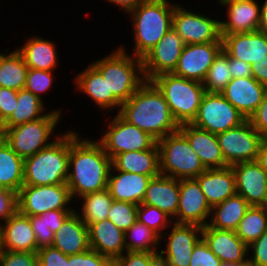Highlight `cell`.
Masks as SVG:
<instances>
[{
  "instance_id": "cell-18",
  "label": "cell",
  "mask_w": 267,
  "mask_h": 266,
  "mask_svg": "<svg viewBox=\"0 0 267 266\" xmlns=\"http://www.w3.org/2000/svg\"><path fill=\"white\" fill-rule=\"evenodd\" d=\"M236 192L251 206H259L267 198V173L256 162H240L231 166Z\"/></svg>"
},
{
  "instance_id": "cell-27",
  "label": "cell",
  "mask_w": 267,
  "mask_h": 266,
  "mask_svg": "<svg viewBox=\"0 0 267 266\" xmlns=\"http://www.w3.org/2000/svg\"><path fill=\"white\" fill-rule=\"evenodd\" d=\"M153 177L156 176L110 170L107 189L113 200L139 205L143 202L147 186Z\"/></svg>"
},
{
  "instance_id": "cell-12",
  "label": "cell",
  "mask_w": 267,
  "mask_h": 266,
  "mask_svg": "<svg viewBox=\"0 0 267 266\" xmlns=\"http://www.w3.org/2000/svg\"><path fill=\"white\" fill-rule=\"evenodd\" d=\"M179 5L176 3L174 7L172 27L185 45L222 42L220 19L210 18V15L196 13Z\"/></svg>"
},
{
  "instance_id": "cell-51",
  "label": "cell",
  "mask_w": 267,
  "mask_h": 266,
  "mask_svg": "<svg viewBox=\"0 0 267 266\" xmlns=\"http://www.w3.org/2000/svg\"><path fill=\"white\" fill-rule=\"evenodd\" d=\"M17 106V91L0 87V123L3 124Z\"/></svg>"
},
{
  "instance_id": "cell-30",
  "label": "cell",
  "mask_w": 267,
  "mask_h": 266,
  "mask_svg": "<svg viewBox=\"0 0 267 266\" xmlns=\"http://www.w3.org/2000/svg\"><path fill=\"white\" fill-rule=\"evenodd\" d=\"M196 179L211 208L237 193L231 166L206 169Z\"/></svg>"
},
{
  "instance_id": "cell-34",
  "label": "cell",
  "mask_w": 267,
  "mask_h": 266,
  "mask_svg": "<svg viewBox=\"0 0 267 266\" xmlns=\"http://www.w3.org/2000/svg\"><path fill=\"white\" fill-rule=\"evenodd\" d=\"M24 185V159L2 139L0 141V188L16 193Z\"/></svg>"
},
{
  "instance_id": "cell-37",
  "label": "cell",
  "mask_w": 267,
  "mask_h": 266,
  "mask_svg": "<svg viewBox=\"0 0 267 266\" xmlns=\"http://www.w3.org/2000/svg\"><path fill=\"white\" fill-rule=\"evenodd\" d=\"M78 199H81L80 203L82 202L83 204L79 208L80 212H77L78 208L76 210V207L75 211L86 226L108 218V212L113 202L108 189L89 193Z\"/></svg>"
},
{
  "instance_id": "cell-22",
  "label": "cell",
  "mask_w": 267,
  "mask_h": 266,
  "mask_svg": "<svg viewBox=\"0 0 267 266\" xmlns=\"http://www.w3.org/2000/svg\"><path fill=\"white\" fill-rule=\"evenodd\" d=\"M0 249L37 253V241L28 216L17 211L0 225Z\"/></svg>"
},
{
  "instance_id": "cell-16",
  "label": "cell",
  "mask_w": 267,
  "mask_h": 266,
  "mask_svg": "<svg viewBox=\"0 0 267 266\" xmlns=\"http://www.w3.org/2000/svg\"><path fill=\"white\" fill-rule=\"evenodd\" d=\"M223 49V42L186 44L173 74L186 79L203 82L208 69Z\"/></svg>"
},
{
  "instance_id": "cell-38",
  "label": "cell",
  "mask_w": 267,
  "mask_h": 266,
  "mask_svg": "<svg viewBox=\"0 0 267 266\" xmlns=\"http://www.w3.org/2000/svg\"><path fill=\"white\" fill-rule=\"evenodd\" d=\"M124 237L125 248L128 252L152 253L158 251L162 241L157 232L138 220L124 232Z\"/></svg>"
},
{
  "instance_id": "cell-8",
  "label": "cell",
  "mask_w": 267,
  "mask_h": 266,
  "mask_svg": "<svg viewBox=\"0 0 267 266\" xmlns=\"http://www.w3.org/2000/svg\"><path fill=\"white\" fill-rule=\"evenodd\" d=\"M161 175L176 179L197 178L206 169L187 138L178 130L157 141Z\"/></svg>"
},
{
  "instance_id": "cell-35",
  "label": "cell",
  "mask_w": 267,
  "mask_h": 266,
  "mask_svg": "<svg viewBox=\"0 0 267 266\" xmlns=\"http://www.w3.org/2000/svg\"><path fill=\"white\" fill-rule=\"evenodd\" d=\"M43 99L22 89L17 91V106L10 117L2 124V128L15 126L43 118L47 109Z\"/></svg>"
},
{
  "instance_id": "cell-44",
  "label": "cell",
  "mask_w": 267,
  "mask_h": 266,
  "mask_svg": "<svg viewBox=\"0 0 267 266\" xmlns=\"http://www.w3.org/2000/svg\"><path fill=\"white\" fill-rule=\"evenodd\" d=\"M53 72L29 68L24 89L42 99V95L53 85Z\"/></svg>"
},
{
  "instance_id": "cell-41",
  "label": "cell",
  "mask_w": 267,
  "mask_h": 266,
  "mask_svg": "<svg viewBox=\"0 0 267 266\" xmlns=\"http://www.w3.org/2000/svg\"><path fill=\"white\" fill-rule=\"evenodd\" d=\"M112 266H168V259L160 251L128 252L112 261Z\"/></svg>"
},
{
  "instance_id": "cell-25",
  "label": "cell",
  "mask_w": 267,
  "mask_h": 266,
  "mask_svg": "<svg viewBox=\"0 0 267 266\" xmlns=\"http://www.w3.org/2000/svg\"><path fill=\"white\" fill-rule=\"evenodd\" d=\"M77 91L83 92L100 108V111L120 110L121 102L113 95L108 94V85L102 74L90 63L74 78Z\"/></svg>"
},
{
  "instance_id": "cell-26",
  "label": "cell",
  "mask_w": 267,
  "mask_h": 266,
  "mask_svg": "<svg viewBox=\"0 0 267 266\" xmlns=\"http://www.w3.org/2000/svg\"><path fill=\"white\" fill-rule=\"evenodd\" d=\"M88 236L90 249L108 257L111 261L126 251L124 231L109 219L89 224Z\"/></svg>"
},
{
  "instance_id": "cell-20",
  "label": "cell",
  "mask_w": 267,
  "mask_h": 266,
  "mask_svg": "<svg viewBox=\"0 0 267 266\" xmlns=\"http://www.w3.org/2000/svg\"><path fill=\"white\" fill-rule=\"evenodd\" d=\"M223 50L234 59L250 65L266 57L267 39L262 31L252 33L221 34Z\"/></svg>"
},
{
  "instance_id": "cell-54",
  "label": "cell",
  "mask_w": 267,
  "mask_h": 266,
  "mask_svg": "<svg viewBox=\"0 0 267 266\" xmlns=\"http://www.w3.org/2000/svg\"><path fill=\"white\" fill-rule=\"evenodd\" d=\"M74 210H51L46 212V224L54 233L59 230L62 226L64 220L73 212Z\"/></svg>"
},
{
  "instance_id": "cell-59",
  "label": "cell",
  "mask_w": 267,
  "mask_h": 266,
  "mask_svg": "<svg viewBox=\"0 0 267 266\" xmlns=\"http://www.w3.org/2000/svg\"><path fill=\"white\" fill-rule=\"evenodd\" d=\"M261 4V22L259 28H267V0Z\"/></svg>"
},
{
  "instance_id": "cell-24",
  "label": "cell",
  "mask_w": 267,
  "mask_h": 266,
  "mask_svg": "<svg viewBox=\"0 0 267 266\" xmlns=\"http://www.w3.org/2000/svg\"><path fill=\"white\" fill-rule=\"evenodd\" d=\"M227 21H220L221 34L252 33L259 30L261 5L256 0L228 4Z\"/></svg>"
},
{
  "instance_id": "cell-36",
  "label": "cell",
  "mask_w": 267,
  "mask_h": 266,
  "mask_svg": "<svg viewBox=\"0 0 267 266\" xmlns=\"http://www.w3.org/2000/svg\"><path fill=\"white\" fill-rule=\"evenodd\" d=\"M28 70L23 56L17 49L8 51L1 62L0 87L16 91L24 89Z\"/></svg>"
},
{
  "instance_id": "cell-48",
  "label": "cell",
  "mask_w": 267,
  "mask_h": 266,
  "mask_svg": "<svg viewBox=\"0 0 267 266\" xmlns=\"http://www.w3.org/2000/svg\"><path fill=\"white\" fill-rule=\"evenodd\" d=\"M70 266H112V261L95 250L70 255Z\"/></svg>"
},
{
  "instance_id": "cell-62",
  "label": "cell",
  "mask_w": 267,
  "mask_h": 266,
  "mask_svg": "<svg viewBox=\"0 0 267 266\" xmlns=\"http://www.w3.org/2000/svg\"><path fill=\"white\" fill-rule=\"evenodd\" d=\"M259 207L264 212L265 216L267 217V198L259 205Z\"/></svg>"
},
{
  "instance_id": "cell-17",
  "label": "cell",
  "mask_w": 267,
  "mask_h": 266,
  "mask_svg": "<svg viewBox=\"0 0 267 266\" xmlns=\"http://www.w3.org/2000/svg\"><path fill=\"white\" fill-rule=\"evenodd\" d=\"M171 229L161 238L167 240L160 251L168 259V266H189L194 246L202 238V226L196 224H171ZM165 236V237H164Z\"/></svg>"
},
{
  "instance_id": "cell-47",
  "label": "cell",
  "mask_w": 267,
  "mask_h": 266,
  "mask_svg": "<svg viewBox=\"0 0 267 266\" xmlns=\"http://www.w3.org/2000/svg\"><path fill=\"white\" fill-rule=\"evenodd\" d=\"M221 260L210 250L201 238L194 246L189 266H221Z\"/></svg>"
},
{
  "instance_id": "cell-43",
  "label": "cell",
  "mask_w": 267,
  "mask_h": 266,
  "mask_svg": "<svg viewBox=\"0 0 267 266\" xmlns=\"http://www.w3.org/2000/svg\"><path fill=\"white\" fill-rule=\"evenodd\" d=\"M137 210L138 205L134 203L113 200L107 219L125 232L136 222Z\"/></svg>"
},
{
  "instance_id": "cell-13",
  "label": "cell",
  "mask_w": 267,
  "mask_h": 266,
  "mask_svg": "<svg viewBox=\"0 0 267 266\" xmlns=\"http://www.w3.org/2000/svg\"><path fill=\"white\" fill-rule=\"evenodd\" d=\"M223 158L228 166L256 161L264 137L247 119L241 125L216 134Z\"/></svg>"
},
{
  "instance_id": "cell-23",
  "label": "cell",
  "mask_w": 267,
  "mask_h": 266,
  "mask_svg": "<svg viewBox=\"0 0 267 266\" xmlns=\"http://www.w3.org/2000/svg\"><path fill=\"white\" fill-rule=\"evenodd\" d=\"M202 238L222 263L237 264L248 257V246L235 231L220 230L206 225L202 228Z\"/></svg>"
},
{
  "instance_id": "cell-60",
  "label": "cell",
  "mask_w": 267,
  "mask_h": 266,
  "mask_svg": "<svg viewBox=\"0 0 267 266\" xmlns=\"http://www.w3.org/2000/svg\"><path fill=\"white\" fill-rule=\"evenodd\" d=\"M236 266H257V265L249 257H247L244 261L237 263Z\"/></svg>"
},
{
  "instance_id": "cell-10",
  "label": "cell",
  "mask_w": 267,
  "mask_h": 266,
  "mask_svg": "<svg viewBox=\"0 0 267 266\" xmlns=\"http://www.w3.org/2000/svg\"><path fill=\"white\" fill-rule=\"evenodd\" d=\"M106 125L98 141L111 159L119 153L151 149L157 143L149 133L130 124L118 113Z\"/></svg>"
},
{
  "instance_id": "cell-28",
  "label": "cell",
  "mask_w": 267,
  "mask_h": 266,
  "mask_svg": "<svg viewBox=\"0 0 267 266\" xmlns=\"http://www.w3.org/2000/svg\"><path fill=\"white\" fill-rule=\"evenodd\" d=\"M52 247L59 249L65 255H74L90 249L88 226L74 210L54 233Z\"/></svg>"
},
{
  "instance_id": "cell-58",
  "label": "cell",
  "mask_w": 267,
  "mask_h": 266,
  "mask_svg": "<svg viewBox=\"0 0 267 266\" xmlns=\"http://www.w3.org/2000/svg\"><path fill=\"white\" fill-rule=\"evenodd\" d=\"M256 162L267 173V137L264 138L261 142Z\"/></svg>"
},
{
  "instance_id": "cell-49",
  "label": "cell",
  "mask_w": 267,
  "mask_h": 266,
  "mask_svg": "<svg viewBox=\"0 0 267 266\" xmlns=\"http://www.w3.org/2000/svg\"><path fill=\"white\" fill-rule=\"evenodd\" d=\"M39 266H70V255H65L54 247H45L37 251Z\"/></svg>"
},
{
  "instance_id": "cell-61",
  "label": "cell",
  "mask_w": 267,
  "mask_h": 266,
  "mask_svg": "<svg viewBox=\"0 0 267 266\" xmlns=\"http://www.w3.org/2000/svg\"><path fill=\"white\" fill-rule=\"evenodd\" d=\"M240 1L242 0H217V3H219L221 7H224V6H227L228 4L240 2Z\"/></svg>"
},
{
  "instance_id": "cell-21",
  "label": "cell",
  "mask_w": 267,
  "mask_h": 266,
  "mask_svg": "<svg viewBox=\"0 0 267 266\" xmlns=\"http://www.w3.org/2000/svg\"><path fill=\"white\" fill-rule=\"evenodd\" d=\"M179 131L187 138L205 169H220L228 166L216 134L195 127L191 123L180 125Z\"/></svg>"
},
{
  "instance_id": "cell-66",
  "label": "cell",
  "mask_w": 267,
  "mask_h": 266,
  "mask_svg": "<svg viewBox=\"0 0 267 266\" xmlns=\"http://www.w3.org/2000/svg\"><path fill=\"white\" fill-rule=\"evenodd\" d=\"M221 266H236V264H230V263H221Z\"/></svg>"
},
{
  "instance_id": "cell-6",
  "label": "cell",
  "mask_w": 267,
  "mask_h": 266,
  "mask_svg": "<svg viewBox=\"0 0 267 266\" xmlns=\"http://www.w3.org/2000/svg\"><path fill=\"white\" fill-rule=\"evenodd\" d=\"M163 94L179 125L191 123L206 90L202 82L186 79L173 73H163L150 80Z\"/></svg>"
},
{
  "instance_id": "cell-50",
  "label": "cell",
  "mask_w": 267,
  "mask_h": 266,
  "mask_svg": "<svg viewBox=\"0 0 267 266\" xmlns=\"http://www.w3.org/2000/svg\"><path fill=\"white\" fill-rule=\"evenodd\" d=\"M17 211V193L10 189L0 188V225Z\"/></svg>"
},
{
  "instance_id": "cell-55",
  "label": "cell",
  "mask_w": 267,
  "mask_h": 266,
  "mask_svg": "<svg viewBox=\"0 0 267 266\" xmlns=\"http://www.w3.org/2000/svg\"><path fill=\"white\" fill-rule=\"evenodd\" d=\"M229 64H230V74L232 78L239 77H251L252 69L249 63H246L242 60L234 59L229 56Z\"/></svg>"
},
{
  "instance_id": "cell-7",
  "label": "cell",
  "mask_w": 267,
  "mask_h": 266,
  "mask_svg": "<svg viewBox=\"0 0 267 266\" xmlns=\"http://www.w3.org/2000/svg\"><path fill=\"white\" fill-rule=\"evenodd\" d=\"M62 114L63 110L56 108V110L48 111L43 118L38 120L13 128H2L3 139L21 158L31 157L49 146L60 135L56 132L53 136Z\"/></svg>"
},
{
  "instance_id": "cell-40",
  "label": "cell",
  "mask_w": 267,
  "mask_h": 266,
  "mask_svg": "<svg viewBox=\"0 0 267 266\" xmlns=\"http://www.w3.org/2000/svg\"><path fill=\"white\" fill-rule=\"evenodd\" d=\"M229 55L222 49L208 69L203 86L208 93H221L230 82Z\"/></svg>"
},
{
  "instance_id": "cell-31",
  "label": "cell",
  "mask_w": 267,
  "mask_h": 266,
  "mask_svg": "<svg viewBox=\"0 0 267 266\" xmlns=\"http://www.w3.org/2000/svg\"><path fill=\"white\" fill-rule=\"evenodd\" d=\"M111 169L147 176L160 175L159 148L157 143L144 151L123 152L111 159Z\"/></svg>"
},
{
  "instance_id": "cell-15",
  "label": "cell",
  "mask_w": 267,
  "mask_h": 266,
  "mask_svg": "<svg viewBox=\"0 0 267 266\" xmlns=\"http://www.w3.org/2000/svg\"><path fill=\"white\" fill-rule=\"evenodd\" d=\"M211 207L196 178L180 179L179 204L173 223L206 226Z\"/></svg>"
},
{
  "instance_id": "cell-64",
  "label": "cell",
  "mask_w": 267,
  "mask_h": 266,
  "mask_svg": "<svg viewBox=\"0 0 267 266\" xmlns=\"http://www.w3.org/2000/svg\"><path fill=\"white\" fill-rule=\"evenodd\" d=\"M259 31H262V33L265 35V38L267 39V28H259Z\"/></svg>"
},
{
  "instance_id": "cell-33",
  "label": "cell",
  "mask_w": 267,
  "mask_h": 266,
  "mask_svg": "<svg viewBox=\"0 0 267 266\" xmlns=\"http://www.w3.org/2000/svg\"><path fill=\"white\" fill-rule=\"evenodd\" d=\"M250 204L239 194H235L211 208L208 226L220 230L235 231Z\"/></svg>"
},
{
  "instance_id": "cell-63",
  "label": "cell",
  "mask_w": 267,
  "mask_h": 266,
  "mask_svg": "<svg viewBox=\"0 0 267 266\" xmlns=\"http://www.w3.org/2000/svg\"><path fill=\"white\" fill-rule=\"evenodd\" d=\"M7 51L8 49L7 50L5 49L4 52L0 53V68H1V62H2L3 56L7 53Z\"/></svg>"
},
{
  "instance_id": "cell-29",
  "label": "cell",
  "mask_w": 267,
  "mask_h": 266,
  "mask_svg": "<svg viewBox=\"0 0 267 266\" xmlns=\"http://www.w3.org/2000/svg\"><path fill=\"white\" fill-rule=\"evenodd\" d=\"M179 186V179L161 174L153 177L142 204L155 206L174 219L179 204Z\"/></svg>"
},
{
  "instance_id": "cell-5",
  "label": "cell",
  "mask_w": 267,
  "mask_h": 266,
  "mask_svg": "<svg viewBox=\"0 0 267 266\" xmlns=\"http://www.w3.org/2000/svg\"><path fill=\"white\" fill-rule=\"evenodd\" d=\"M70 130L49 146L24 159V185L66 184L69 168Z\"/></svg>"
},
{
  "instance_id": "cell-42",
  "label": "cell",
  "mask_w": 267,
  "mask_h": 266,
  "mask_svg": "<svg viewBox=\"0 0 267 266\" xmlns=\"http://www.w3.org/2000/svg\"><path fill=\"white\" fill-rule=\"evenodd\" d=\"M137 220L157 232L160 236L173 224V219L165 212L155 206L142 203L138 205Z\"/></svg>"
},
{
  "instance_id": "cell-19",
  "label": "cell",
  "mask_w": 267,
  "mask_h": 266,
  "mask_svg": "<svg viewBox=\"0 0 267 266\" xmlns=\"http://www.w3.org/2000/svg\"><path fill=\"white\" fill-rule=\"evenodd\" d=\"M266 93L267 87L253 76L232 78L221 92L246 119L256 111Z\"/></svg>"
},
{
  "instance_id": "cell-52",
  "label": "cell",
  "mask_w": 267,
  "mask_h": 266,
  "mask_svg": "<svg viewBox=\"0 0 267 266\" xmlns=\"http://www.w3.org/2000/svg\"><path fill=\"white\" fill-rule=\"evenodd\" d=\"M248 257L257 266H267V230L248 245Z\"/></svg>"
},
{
  "instance_id": "cell-1",
  "label": "cell",
  "mask_w": 267,
  "mask_h": 266,
  "mask_svg": "<svg viewBox=\"0 0 267 266\" xmlns=\"http://www.w3.org/2000/svg\"><path fill=\"white\" fill-rule=\"evenodd\" d=\"M81 138L70 130L67 186L72 199L107 189L111 158L98 140Z\"/></svg>"
},
{
  "instance_id": "cell-4",
  "label": "cell",
  "mask_w": 267,
  "mask_h": 266,
  "mask_svg": "<svg viewBox=\"0 0 267 266\" xmlns=\"http://www.w3.org/2000/svg\"><path fill=\"white\" fill-rule=\"evenodd\" d=\"M121 45L109 55L91 62L102 74L113 94L121 103L126 102L146 81L141 58L130 55Z\"/></svg>"
},
{
  "instance_id": "cell-53",
  "label": "cell",
  "mask_w": 267,
  "mask_h": 266,
  "mask_svg": "<svg viewBox=\"0 0 267 266\" xmlns=\"http://www.w3.org/2000/svg\"><path fill=\"white\" fill-rule=\"evenodd\" d=\"M248 120L260 135L264 138L267 137V93L264 95L259 107Z\"/></svg>"
},
{
  "instance_id": "cell-56",
  "label": "cell",
  "mask_w": 267,
  "mask_h": 266,
  "mask_svg": "<svg viewBox=\"0 0 267 266\" xmlns=\"http://www.w3.org/2000/svg\"><path fill=\"white\" fill-rule=\"evenodd\" d=\"M252 76L262 85L267 87V54L266 57L256 64L251 65Z\"/></svg>"
},
{
  "instance_id": "cell-14",
  "label": "cell",
  "mask_w": 267,
  "mask_h": 266,
  "mask_svg": "<svg viewBox=\"0 0 267 266\" xmlns=\"http://www.w3.org/2000/svg\"><path fill=\"white\" fill-rule=\"evenodd\" d=\"M184 45L182 38L173 27L166 32L160 41L142 58L146 81H150L163 73H172L178 64Z\"/></svg>"
},
{
  "instance_id": "cell-57",
  "label": "cell",
  "mask_w": 267,
  "mask_h": 266,
  "mask_svg": "<svg viewBox=\"0 0 267 266\" xmlns=\"http://www.w3.org/2000/svg\"><path fill=\"white\" fill-rule=\"evenodd\" d=\"M106 2H110L113 5L115 4L120 9L124 11L127 15L133 9H135L139 4L147 0H105Z\"/></svg>"
},
{
  "instance_id": "cell-2",
  "label": "cell",
  "mask_w": 267,
  "mask_h": 266,
  "mask_svg": "<svg viewBox=\"0 0 267 266\" xmlns=\"http://www.w3.org/2000/svg\"><path fill=\"white\" fill-rule=\"evenodd\" d=\"M118 114L149 133L157 141L175 133L180 125L174 119L163 94L151 82L145 83L124 103Z\"/></svg>"
},
{
  "instance_id": "cell-11",
  "label": "cell",
  "mask_w": 267,
  "mask_h": 266,
  "mask_svg": "<svg viewBox=\"0 0 267 266\" xmlns=\"http://www.w3.org/2000/svg\"><path fill=\"white\" fill-rule=\"evenodd\" d=\"M247 119L221 93L206 92L192 125L214 134L235 128Z\"/></svg>"
},
{
  "instance_id": "cell-65",
  "label": "cell",
  "mask_w": 267,
  "mask_h": 266,
  "mask_svg": "<svg viewBox=\"0 0 267 266\" xmlns=\"http://www.w3.org/2000/svg\"><path fill=\"white\" fill-rule=\"evenodd\" d=\"M3 139L2 124L0 123V141Z\"/></svg>"
},
{
  "instance_id": "cell-32",
  "label": "cell",
  "mask_w": 267,
  "mask_h": 266,
  "mask_svg": "<svg viewBox=\"0 0 267 266\" xmlns=\"http://www.w3.org/2000/svg\"><path fill=\"white\" fill-rule=\"evenodd\" d=\"M17 48L28 68L54 71L59 65L56 45L53 41L41 36H33Z\"/></svg>"
},
{
  "instance_id": "cell-46",
  "label": "cell",
  "mask_w": 267,
  "mask_h": 266,
  "mask_svg": "<svg viewBox=\"0 0 267 266\" xmlns=\"http://www.w3.org/2000/svg\"><path fill=\"white\" fill-rule=\"evenodd\" d=\"M36 237L37 251L45 248L52 247L54 240V232L47 227L46 212L38 216H28Z\"/></svg>"
},
{
  "instance_id": "cell-39",
  "label": "cell",
  "mask_w": 267,
  "mask_h": 266,
  "mask_svg": "<svg viewBox=\"0 0 267 266\" xmlns=\"http://www.w3.org/2000/svg\"><path fill=\"white\" fill-rule=\"evenodd\" d=\"M267 230V217L259 206H250L235 233L248 246Z\"/></svg>"
},
{
  "instance_id": "cell-45",
  "label": "cell",
  "mask_w": 267,
  "mask_h": 266,
  "mask_svg": "<svg viewBox=\"0 0 267 266\" xmlns=\"http://www.w3.org/2000/svg\"><path fill=\"white\" fill-rule=\"evenodd\" d=\"M0 266H39L38 255L35 252L0 249Z\"/></svg>"
},
{
  "instance_id": "cell-9",
  "label": "cell",
  "mask_w": 267,
  "mask_h": 266,
  "mask_svg": "<svg viewBox=\"0 0 267 266\" xmlns=\"http://www.w3.org/2000/svg\"><path fill=\"white\" fill-rule=\"evenodd\" d=\"M67 184L23 185L17 193L18 212L38 216L51 210H75ZM72 202V203H71Z\"/></svg>"
},
{
  "instance_id": "cell-3",
  "label": "cell",
  "mask_w": 267,
  "mask_h": 266,
  "mask_svg": "<svg viewBox=\"0 0 267 266\" xmlns=\"http://www.w3.org/2000/svg\"><path fill=\"white\" fill-rule=\"evenodd\" d=\"M169 1L147 0L127 14L133 26V56L142 59L172 28L176 4Z\"/></svg>"
}]
</instances>
